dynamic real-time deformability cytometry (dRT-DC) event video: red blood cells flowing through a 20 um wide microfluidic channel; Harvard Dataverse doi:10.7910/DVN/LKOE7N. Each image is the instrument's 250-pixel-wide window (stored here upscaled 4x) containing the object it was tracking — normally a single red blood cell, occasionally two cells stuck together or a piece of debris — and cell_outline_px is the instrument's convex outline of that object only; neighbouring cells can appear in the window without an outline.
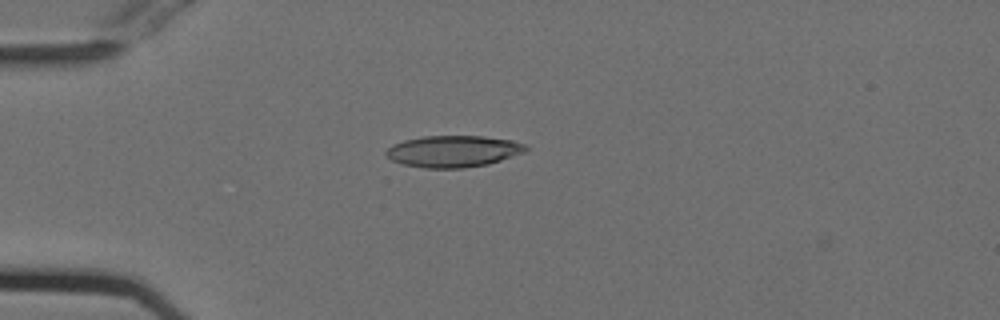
{"species": "Egyptian fruit bat (a non-hibernating species)", "species_latin": "Rousettus aegyptiacus", "temperature_condition": "cold", "stored_images_in_passage": 54, "camera_frame_rate_fps": 3000, "um_per_image_px": 0.085, "animal": {"sex": "female"}, "frame": {"image": 1, "passage_image": 15, "time_ms": 4.667, "image_size_px": [1000, 320], "cell_outline_px": [[528, 148], [524, 152], [488, 164], [464, 168], [424, 168], [404, 164], [392, 160], [384, 156], [384, 152], [392, 144], [404, 140], [424, 136], [484, 136], [512, 140], [524, 144]], "centroid_in_image_um": [38.49, 12.86], "position_along_channel_um": 46.5, "area_um2": 25.72}}
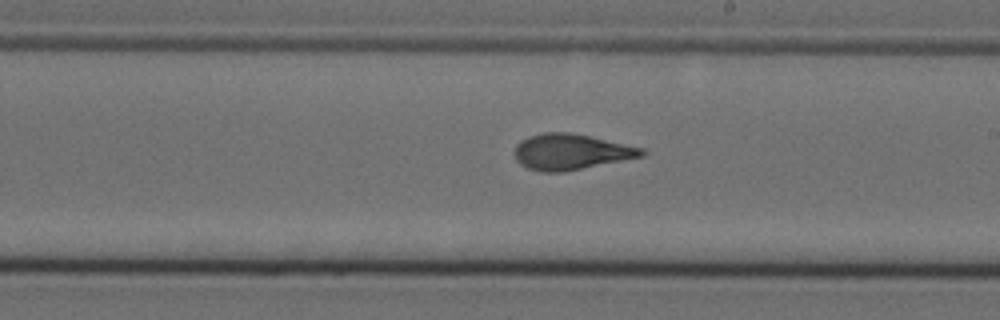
{"frame": {"image": 2, "passage_image": 32, "time_ms": 10.333, "image_size_px": [1000, 320], "cell_outline_px": [[648, 152], [644, 156], [564, 172], [540, 172], [528, 168], [520, 164], [516, 160], [512, 152], [516, 144], [520, 140], [528, 136], [544, 132], [568, 132], [588, 136], [644, 148]], "centroid_in_image_um": [48.49, 12.91], "position_along_channel_um": 240.5, "area_um2": 26.7}}
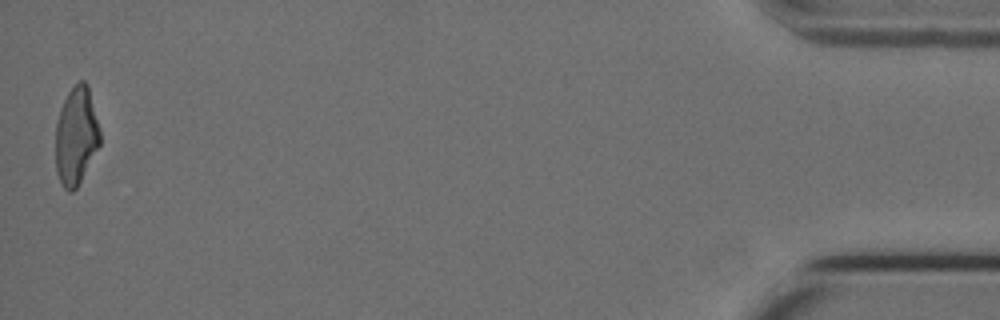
{"frame": {"image": 3, "passage_image": 54, "time_ms": 17.667, "image_size_px": [1000, 320], "cell_outline_px": [[100, 144], [76, 188], [72, 192], [68, 192], [64, 188], [56, 172], [56, 120], [60, 108], [68, 92], [80, 80], [84, 80], [88, 84], [100, 128]], "centroid_in_image_um": [6.47, 11.53], "position_along_channel_um": 428.7, "area_um2": 25.32}, "authors_computed_cell_mechanics": {"area_um2": 26.01, "velocity_mm_per_s": 3.7663, "shape_relaxation_time_tau1_ms": 4.9552, "shape_relaxation_time_tau2_ms": 1.0559, "deformation_change_tau1": 0.1968, "deformation_change_tau2": 0.0898}}